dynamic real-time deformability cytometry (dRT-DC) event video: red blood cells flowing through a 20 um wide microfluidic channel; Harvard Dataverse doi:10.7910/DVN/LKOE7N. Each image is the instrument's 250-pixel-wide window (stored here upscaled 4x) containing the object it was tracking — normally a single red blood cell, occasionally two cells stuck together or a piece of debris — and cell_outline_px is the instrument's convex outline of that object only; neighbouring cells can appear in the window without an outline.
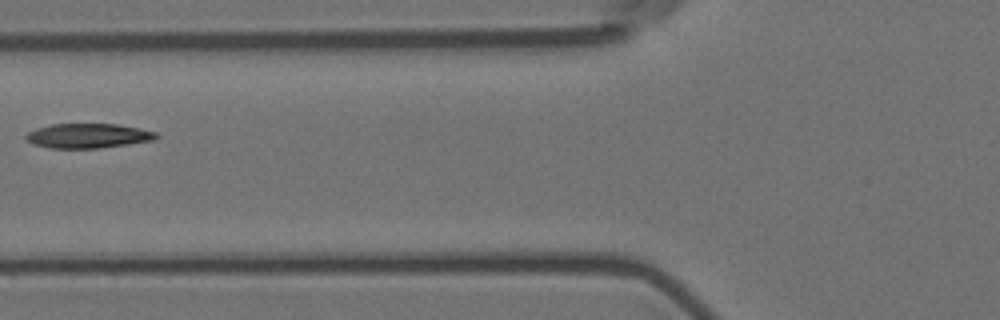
{"species": "Egyptian fruit bat (a non-hibernating species)", "species_latin": "Rousettus aegyptiacus", "temperature_condition": "room temperature", "stored_images_in_passage": 3, "camera_frame_rate_fps": 3000, "um_per_image_px": 0.085, "animal": {"sex": "female"}, "frame": {"image": 1, "passage_image": 3, "time_ms": 0.667, "image_size_px": [1000, 320], "cell_outline_px": [[160, 136], [156, 140], [100, 148], [48, 148], [32, 144], [24, 136], [28, 132], [36, 128], [52, 124], [116, 124], [140, 128], [156, 132]], "centroid_in_image_um": [7.5, 11.54], "position_along_channel_um": 118.3, "area_um2": 18.79}}